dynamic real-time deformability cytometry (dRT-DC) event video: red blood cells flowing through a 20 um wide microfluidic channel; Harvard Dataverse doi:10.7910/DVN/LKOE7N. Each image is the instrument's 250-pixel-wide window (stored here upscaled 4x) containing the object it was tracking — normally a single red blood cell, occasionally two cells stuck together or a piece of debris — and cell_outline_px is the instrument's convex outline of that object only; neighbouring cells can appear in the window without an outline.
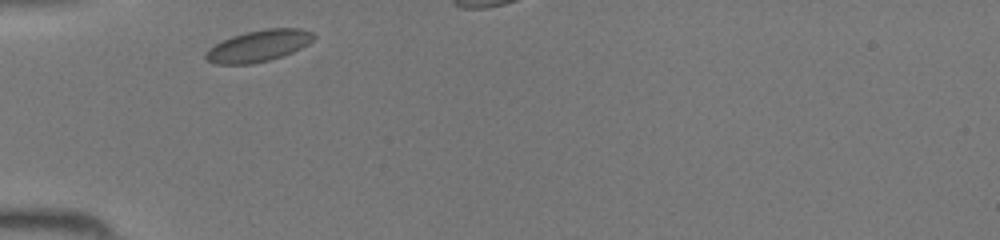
{"species": "common noctule bat (a hibernating species)", "species_latin": "Nyctalus noctula", "temperature_condition": "room temperature", "stored_images_in_passage": 7, "camera_frame_rate_fps": 3000, "um_per_image_px": 0.085, "animal": {"sex": "female", "body_mass_g": 19.5, "forearm_length_mm": 54.1}, "frame": {"image": 1, "passage_image": 1, "time_ms": 0.0, "image_size_px": [1000, 240], "cell_outline_px": [[316, 36], [308, 44], [292, 52], [268, 60], [252, 64], [216, 64], [208, 60], [204, 56], [208, 48], [232, 36], [244, 32], [264, 28], [300, 28], [312, 32]], "centroid_in_image_um": [21.98, 3.88], "position_along_channel_um": 63.0, "area_um2": 19.71}}
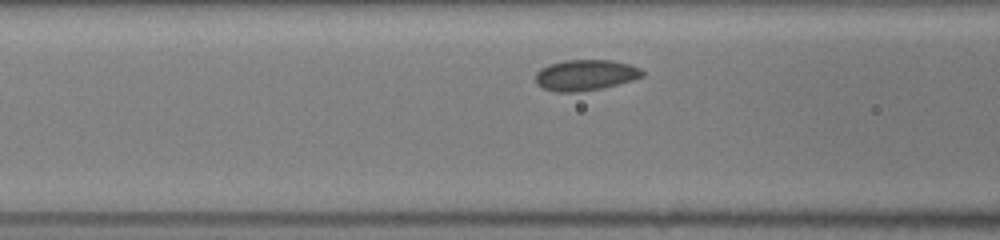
{"frame": {"image": 2, "passage_image": 5, "time_ms": 1.333, "image_size_px": [1000, 240], "cell_outline_px": [[644, 76], [632, 80], [604, 88], [576, 92], [556, 92], [544, 88], [536, 84], [536, 72], [540, 68], [548, 64], [564, 60], [612, 60], [628, 64], [640, 68], [644, 72]], "centroid_in_image_um": [49.75, 6.38], "position_along_channel_um": 116.9, "area_um2": 19.31}}